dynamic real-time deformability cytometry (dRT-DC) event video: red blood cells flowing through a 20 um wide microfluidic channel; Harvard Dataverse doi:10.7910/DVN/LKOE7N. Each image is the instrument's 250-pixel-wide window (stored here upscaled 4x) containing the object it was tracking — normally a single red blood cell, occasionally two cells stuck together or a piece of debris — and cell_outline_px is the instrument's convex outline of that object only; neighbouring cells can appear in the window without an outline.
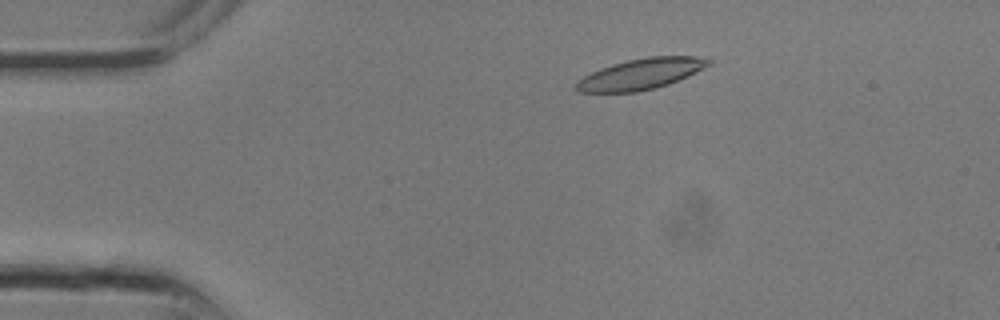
{"species": "common noctule bat (a hibernating species)", "species_latin": "Nyctalus noctula", "temperature_condition": "room temperature", "stored_images_in_passage": 7, "camera_frame_rate_fps": 3000, "um_per_image_px": 0.085, "animal": {"sex": "male", "body_mass_g": 13.3}, "frame": {"image": 1, "passage_image": 4, "time_ms": 1.0, "image_size_px": [1000, 320], "cell_outline_px": [[712, 64], [696, 72], [668, 84], [656, 88], [636, 92], [576, 92], [572, 88], [576, 80], [600, 68], [612, 64], [628, 60], [648, 56], [696, 56], [712, 60]], "centroid_in_image_um": [54.43, 6.29], "position_along_channel_um": 30.6, "area_um2": 23.93}}